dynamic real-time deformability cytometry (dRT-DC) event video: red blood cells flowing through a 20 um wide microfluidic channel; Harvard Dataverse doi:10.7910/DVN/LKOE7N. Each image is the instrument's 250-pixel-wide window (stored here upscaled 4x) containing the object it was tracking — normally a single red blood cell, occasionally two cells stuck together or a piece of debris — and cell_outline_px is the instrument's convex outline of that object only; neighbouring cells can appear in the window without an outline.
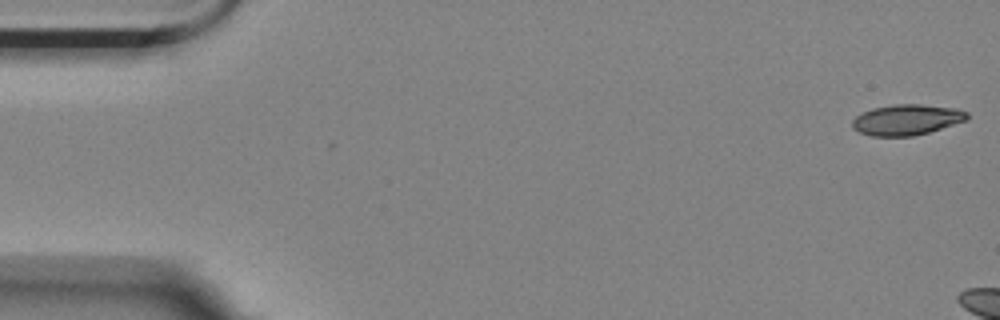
{"species": "Egyptian fruit bat (a non-hibernating species)", "species_latin": "Rousettus aegyptiacus", "temperature_condition": "room temperature", "stored_images_in_passage": 3, "camera_frame_rate_fps": 3000, "um_per_image_px": 0.085, "animal": {"sex": "female"}, "frame": {"image": 1, "passage_image": 1, "time_ms": 0.0, "image_size_px": [1000, 320], "cell_outline_px": [[968, 120], [928, 132], [912, 136], [872, 136], [860, 132], [852, 128], [852, 120], [856, 116], [872, 108], [896, 104], [920, 104], [956, 108], [968, 112]], "centroid_in_image_um": [77.08, 10.17], "position_along_channel_um": 7.9, "area_um2": 20.46}}